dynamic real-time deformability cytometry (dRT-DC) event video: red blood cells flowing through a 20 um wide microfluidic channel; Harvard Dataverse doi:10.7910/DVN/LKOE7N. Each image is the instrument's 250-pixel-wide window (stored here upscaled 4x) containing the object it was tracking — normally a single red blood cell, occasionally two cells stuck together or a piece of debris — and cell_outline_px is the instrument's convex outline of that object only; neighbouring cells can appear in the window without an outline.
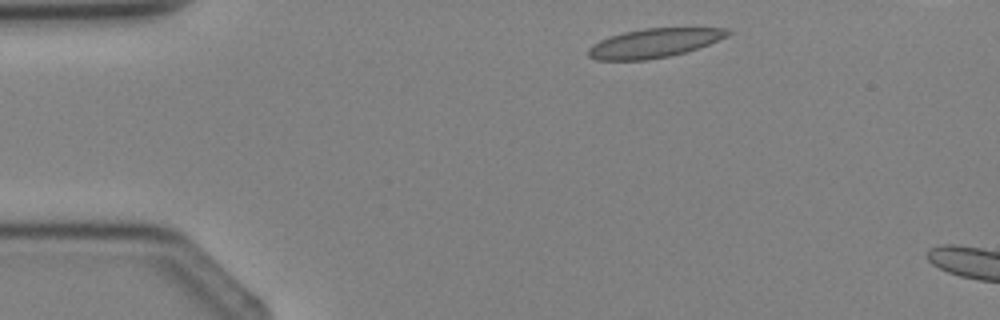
{"species": "Egyptian fruit bat (a non-hibernating species)", "species_latin": "Rousettus aegyptiacus", "temperature_condition": "cold", "stored_images_in_passage": 2, "camera_frame_rate_fps": 3000, "um_per_image_px": 0.085, "animal": {"sex": "female"}, "frame": {"image": 1, "passage_image": 1, "time_ms": 0.0, "image_size_px": [1000, 320], "cell_outline_px": [[732, 32], [728, 36], [708, 44], [684, 52], [668, 56], [648, 60], [596, 60], [588, 56], [588, 48], [592, 44], [600, 40], [624, 32], [644, 28], [728, 28]], "centroid_in_image_um": [55.59, 3.66], "position_along_channel_um": 29.4, "area_um2": 23.41}}